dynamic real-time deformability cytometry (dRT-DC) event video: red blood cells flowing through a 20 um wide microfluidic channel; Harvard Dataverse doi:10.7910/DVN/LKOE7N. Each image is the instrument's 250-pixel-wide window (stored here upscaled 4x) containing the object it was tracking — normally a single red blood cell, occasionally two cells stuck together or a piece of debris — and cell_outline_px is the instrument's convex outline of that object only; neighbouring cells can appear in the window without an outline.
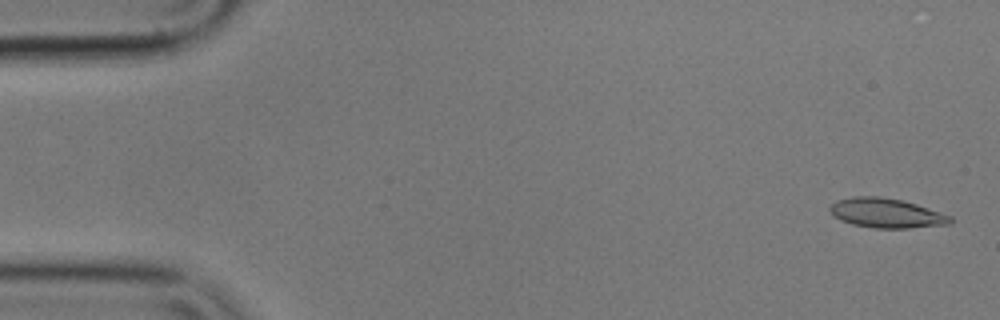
{"species": "common noctule bat (a hibernating species)", "species_latin": "Nyctalus noctula", "temperature_condition": "cold", "stored_images_in_passage": 51, "camera_frame_rate_fps": 3000, "um_per_image_px": 0.085, "animal": {"sex": "male", "body_mass_g": 17.9}, "frame": {"image": 1, "passage_image": 2, "time_ms": 0.333, "image_size_px": [1000, 320], "cell_outline_px": [[952, 224], [908, 228], [872, 228], [852, 224], [840, 220], [832, 216], [828, 208], [836, 200], [852, 196], [876, 196], [900, 200], [916, 204], [952, 216]], "centroid_in_image_um": [75.31, 18.12], "position_along_channel_um": 9.7, "area_um2": 20.81}}
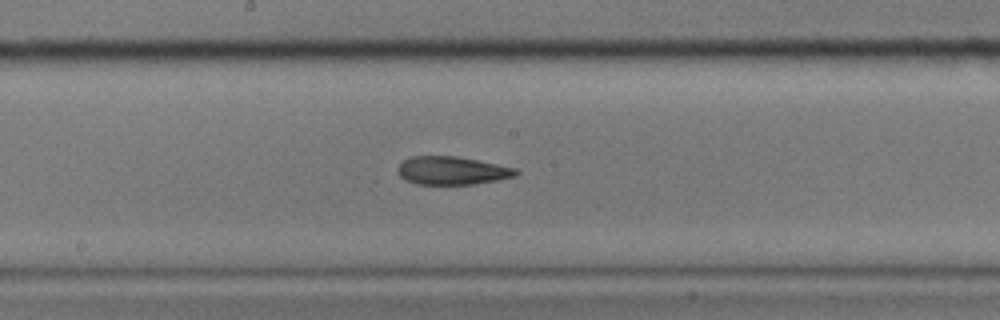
{"frame": {"image": 2, "passage_image": 29, "time_ms": 9.333, "image_size_px": [1000, 320], "cell_outline_px": [[520, 172], [516, 176], [500, 180], [472, 184], [416, 184], [404, 180], [396, 172], [396, 168], [404, 160], [412, 156], [456, 156], [516, 168]], "centroid_in_image_um": [38.41, 14.51], "position_along_channel_um": 209.8, "area_um2": 19.48}}
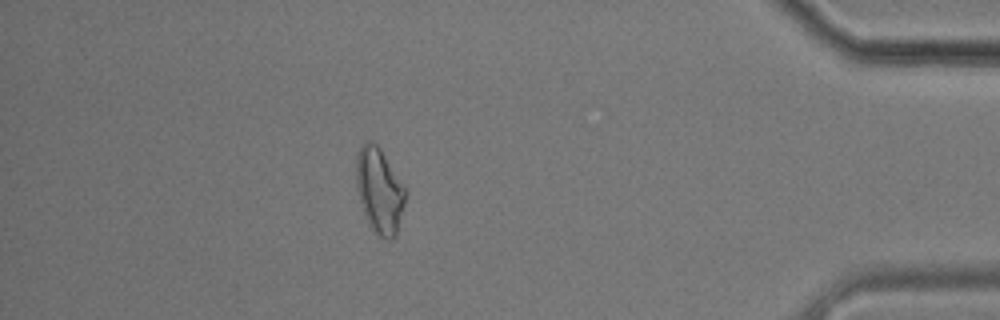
{"frame": {"image": 3, "passage_image": 49, "time_ms": 16.0, "image_size_px": [1000, 320], "cell_outline_px": [[408, 192], [396, 236], [392, 240], [388, 240], [380, 236], [368, 224], [356, 188], [356, 156], [360, 144], [368, 140], [372, 140], [380, 148]], "centroid_in_image_um": [32.25, 16.18], "position_along_channel_um": 402.9, "area_um2": 24.62}}